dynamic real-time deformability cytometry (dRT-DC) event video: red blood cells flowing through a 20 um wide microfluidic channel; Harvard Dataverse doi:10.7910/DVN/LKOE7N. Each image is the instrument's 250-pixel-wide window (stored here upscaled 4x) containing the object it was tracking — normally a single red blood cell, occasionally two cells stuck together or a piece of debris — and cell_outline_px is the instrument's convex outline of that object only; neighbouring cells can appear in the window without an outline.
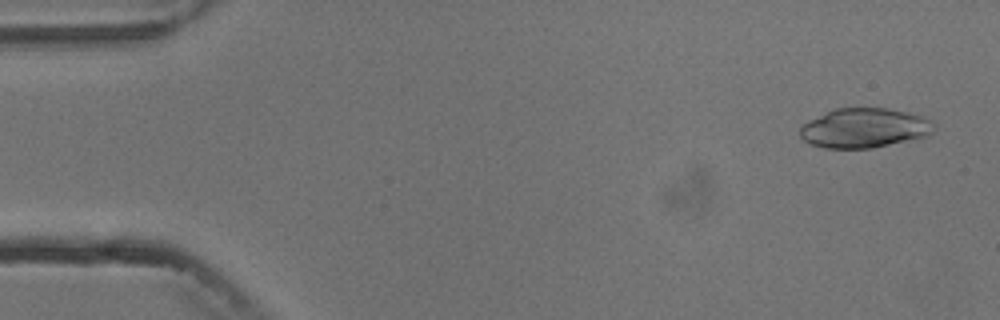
{"species": "common noctule bat (a hibernating species)", "species_latin": "Nyctalus noctula", "temperature_condition": "cold", "stored_images_in_passage": 7, "camera_frame_rate_fps": 3000, "um_per_image_px": 0.085, "animal": {"sex": "male", "body_mass_g": 13.3}, "frame": {"image": 1, "passage_image": 1, "time_ms": 0.0, "image_size_px": [1000, 320], "cell_outline_px": [[936, 128], [928, 136], [872, 148], [824, 148], [812, 144], [804, 140], [800, 136], [800, 128], [808, 120], [836, 108], [888, 108], [908, 112], [924, 116], [932, 120]], "centroid_in_image_um": [73.51, 10.88], "position_along_channel_um": 11.5, "area_um2": 30.98}}